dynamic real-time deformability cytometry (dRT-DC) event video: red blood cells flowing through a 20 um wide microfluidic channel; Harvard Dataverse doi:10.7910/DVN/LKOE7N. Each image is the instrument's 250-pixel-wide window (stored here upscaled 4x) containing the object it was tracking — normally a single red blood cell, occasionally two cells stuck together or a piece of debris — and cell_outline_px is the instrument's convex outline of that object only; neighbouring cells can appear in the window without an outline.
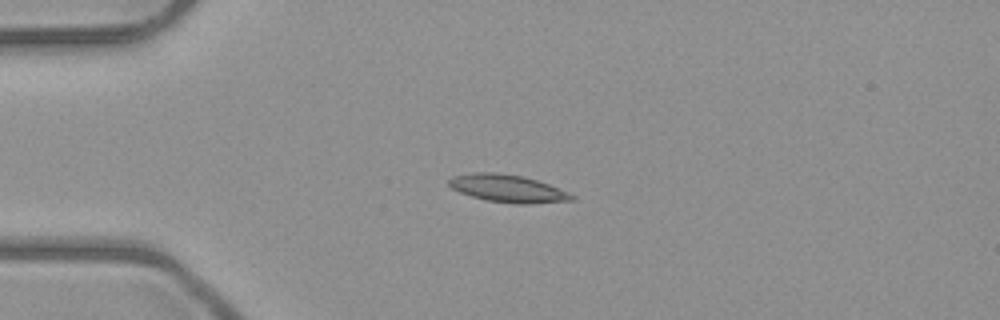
{"species": "common noctule bat (a hibernating species)", "species_latin": "Nyctalus noctula", "temperature_condition": "room temperature", "stored_images_in_passage": 5, "camera_frame_rate_fps": 3000, "um_per_image_px": 0.085, "animal": {"sex": "male", "body_mass_g": 23.1, "forearm_length_mm": 52.7}, "frame": {"image": 1, "passage_image": 3, "time_ms": 2.0, "image_size_px": [1000, 320], "cell_outline_px": [[576, 200], [528, 204], [516, 204], [488, 200], [472, 196], [460, 192], [452, 188], [448, 184], [448, 180], [452, 176], [472, 172], [492, 172], [524, 176], [548, 184], [568, 192], [576, 196]], "centroid_in_image_um": [43.17, 16.02], "position_along_channel_um": 41.8, "area_um2": 19.71}}
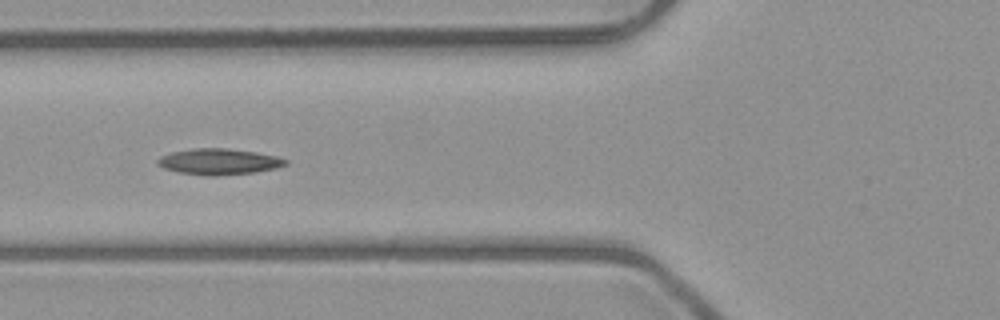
{"frame": {"image": 2, "passage_image": 5, "time_ms": 4.333, "image_size_px": [1000, 320], "cell_outline_px": [[288, 164], [276, 168], [256, 172], [216, 176], [204, 176], [180, 172], [164, 168], [156, 164], [156, 160], [160, 156], [172, 152], [192, 148], [228, 148], [256, 152], [276, 156], [288, 160]], "centroid_in_image_um": [18.6, 13.74], "position_along_channel_um": 107.2, "area_um2": 19.54}}